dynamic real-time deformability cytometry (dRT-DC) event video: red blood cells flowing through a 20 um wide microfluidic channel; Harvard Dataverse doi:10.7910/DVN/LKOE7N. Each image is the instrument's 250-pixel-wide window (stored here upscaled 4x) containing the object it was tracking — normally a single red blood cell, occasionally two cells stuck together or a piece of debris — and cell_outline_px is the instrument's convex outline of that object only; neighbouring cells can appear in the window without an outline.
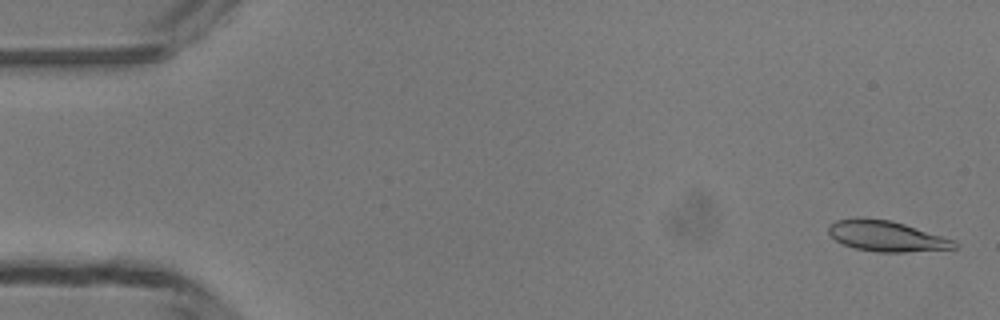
{"species": "common noctule bat (a hibernating species)", "species_latin": "Nyctalus noctula", "temperature_condition": "room temperature", "stored_images_in_passage": 50, "camera_frame_rate_fps": 3000, "um_per_image_px": 0.085, "animal": {"sex": "male", "body_mass_g": 13.3}, "frame": {"image": 1, "passage_image": 2, "time_ms": 0.333, "image_size_px": [1000, 320], "cell_outline_px": [[956, 248], [904, 252], [876, 252], [856, 248], [844, 244], [836, 240], [828, 232], [828, 224], [836, 220], [856, 216], [864, 216], [892, 220], [956, 240]], "centroid_in_image_um": [75.31, 20.03], "position_along_channel_um": 9.7, "area_um2": 22.72}}
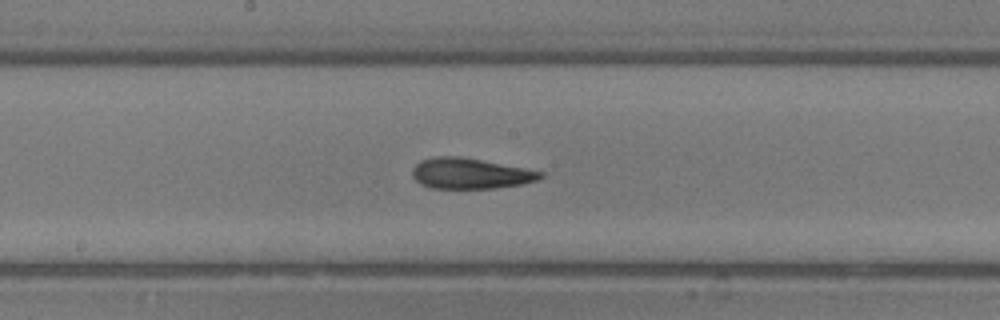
{"frame": {"image": 2, "passage_image": 26, "time_ms": 8.333, "image_size_px": [1000, 320], "cell_outline_px": [[544, 176], [536, 180], [524, 184], [496, 188], [432, 188], [420, 184], [412, 176], [412, 168], [420, 160], [436, 156], [460, 156], [524, 168], [544, 172]], "centroid_in_image_um": [39.96, 14.74], "position_along_channel_um": 208.2, "area_um2": 22.89}}
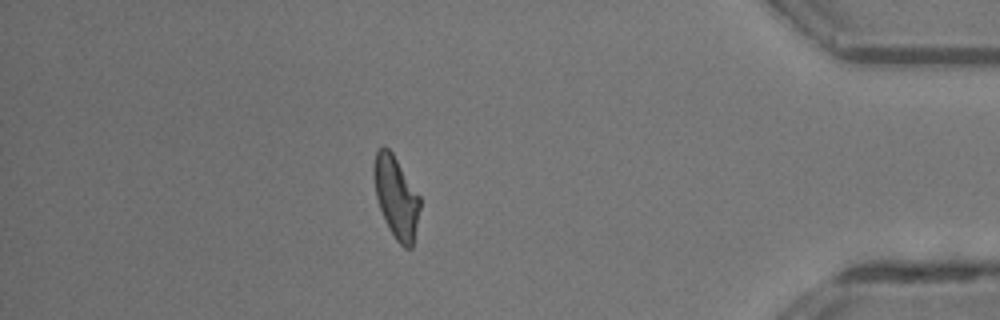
{"frame": {"image": 3, "passage_image": 43, "time_ms": 14.0, "image_size_px": [1000, 320], "cell_outline_px": [[420, 208], [412, 248], [404, 248], [396, 240], [388, 228], [380, 208], [376, 196], [372, 172], [372, 168], [376, 152], [384, 144], [392, 152], [420, 196]], "centroid_in_image_um": [33.66, 16.74], "position_along_channel_um": 401.5, "area_um2": 21.96}, "authors_computed_cell_mechanics": {"area_um2": 22.3686, "velocity_mm_per_s": 4.1902, "shape_relaxation_time_tau1_ms": 4.9353, "shape_relaxation_time_tau2_ms": 2.0468, "deformation_change_tau1": 0.1926, "deformation_change_tau2": 0.1125}}